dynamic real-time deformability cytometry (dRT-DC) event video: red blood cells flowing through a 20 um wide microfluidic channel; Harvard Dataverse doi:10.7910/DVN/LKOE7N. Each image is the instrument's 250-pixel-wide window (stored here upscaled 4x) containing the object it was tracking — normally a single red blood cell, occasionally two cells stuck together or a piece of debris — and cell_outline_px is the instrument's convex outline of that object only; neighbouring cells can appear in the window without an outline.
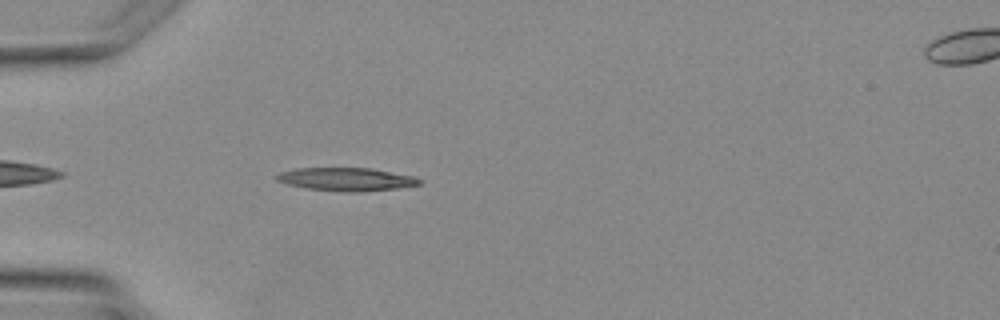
{"species": "Egyptian fruit bat (a non-hibernating species)", "species_latin": "Rousettus aegyptiacus", "temperature_condition": "warm", "stored_images_in_passage": 3, "camera_frame_rate_fps": 3000, "um_per_image_px": 0.085, "animal": {"sex": "female"}, "frame": {"image": 1, "passage_image": 3, "time_ms": 3.333, "image_size_px": [1000, 320], "cell_outline_px": [[424, 180], [420, 184], [396, 188], [356, 192], [352, 192], [308, 188], [288, 184], [276, 180], [276, 176], [280, 172], [296, 168], [372, 168], [412, 176]], "centroid_in_image_um": [29.45, 15.22], "position_along_channel_um": 55.5, "area_um2": 18.96}}